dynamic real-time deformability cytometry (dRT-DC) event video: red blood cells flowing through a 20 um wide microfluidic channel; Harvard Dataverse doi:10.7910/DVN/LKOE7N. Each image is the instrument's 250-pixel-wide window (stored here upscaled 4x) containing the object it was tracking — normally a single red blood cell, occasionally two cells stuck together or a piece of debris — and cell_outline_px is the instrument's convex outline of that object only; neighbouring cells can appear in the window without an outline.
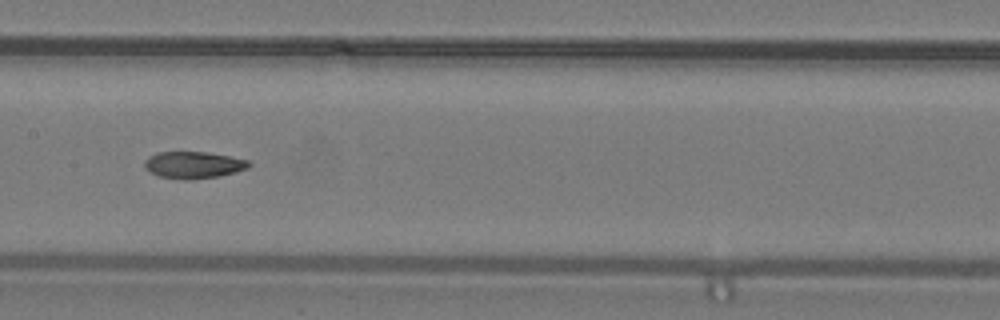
{"species": "common noctule bat (a hibernating species)", "species_latin": "Nyctalus noctula", "temperature_condition": "warm", "stored_images_in_passage": 34, "camera_frame_rate_fps": 3000, "um_per_image_px": 0.085, "animal": {"sex": "male", "body_mass_g": 19.2, "forearm_length_mm": 51.8}, "frame": {"image": 1, "passage_image": 10, "time_ms": 3.0, "image_size_px": [1000, 320], "cell_outline_px": [[252, 164], [248, 168], [236, 172], [220, 176], [192, 180], [184, 180], [156, 176], [148, 172], [144, 168], [144, 160], [148, 156], [156, 152], [208, 152], [248, 160]], "centroid_in_image_um": [16.4, 14.03], "position_along_channel_um": 191.0, "area_um2": 16.7}, "authors_computed_cell_mechanics": {"area_um2": 16.8198, "velocity_mm_per_s": 4.2549, "shape_relaxation_time_tau1_ms": 8.0344, "shape_relaxation_time_tau2_ms": 4.5803, "deformation_change_tau1": 0.2097, "deformation_change_tau2": 0.1065}}